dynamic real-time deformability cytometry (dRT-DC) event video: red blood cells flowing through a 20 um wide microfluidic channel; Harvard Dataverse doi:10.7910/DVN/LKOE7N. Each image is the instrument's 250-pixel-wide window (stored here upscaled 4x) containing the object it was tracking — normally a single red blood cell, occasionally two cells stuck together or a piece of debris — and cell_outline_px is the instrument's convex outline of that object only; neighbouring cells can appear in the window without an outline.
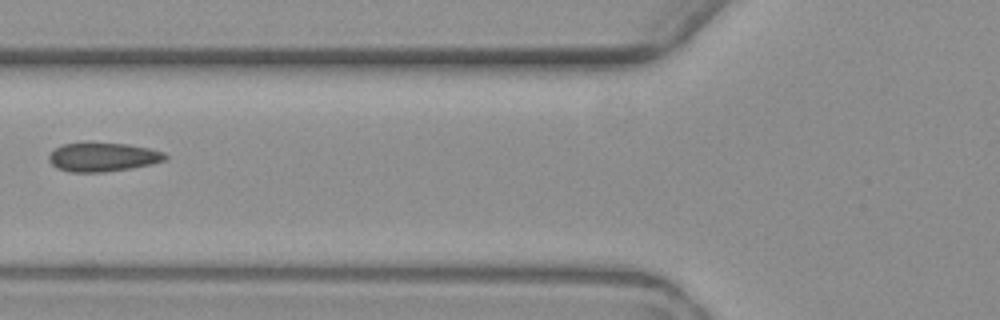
{"species": "common noctule bat (a hibernating species)", "species_latin": "Nyctalus noctula", "temperature_condition": "warm", "stored_images_in_passage": 6, "camera_frame_rate_fps": 3000, "um_per_image_px": 0.085, "animal": {"sex": "female", "body_mass_g": 19.3, "forearm_length_mm": 54.1}, "frame": {"image": 1, "passage_image": 6, "time_ms": 7.333, "image_size_px": [1000, 320], "cell_outline_px": [[168, 156], [164, 160], [152, 164], [132, 168], [104, 172], [72, 172], [56, 168], [48, 160], [48, 156], [60, 144], [88, 140], [128, 144], [148, 148], [164, 152]], "centroid_in_image_um": [8.7, 13.31], "position_along_channel_um": 117.1, "area_um2": 20.23}}